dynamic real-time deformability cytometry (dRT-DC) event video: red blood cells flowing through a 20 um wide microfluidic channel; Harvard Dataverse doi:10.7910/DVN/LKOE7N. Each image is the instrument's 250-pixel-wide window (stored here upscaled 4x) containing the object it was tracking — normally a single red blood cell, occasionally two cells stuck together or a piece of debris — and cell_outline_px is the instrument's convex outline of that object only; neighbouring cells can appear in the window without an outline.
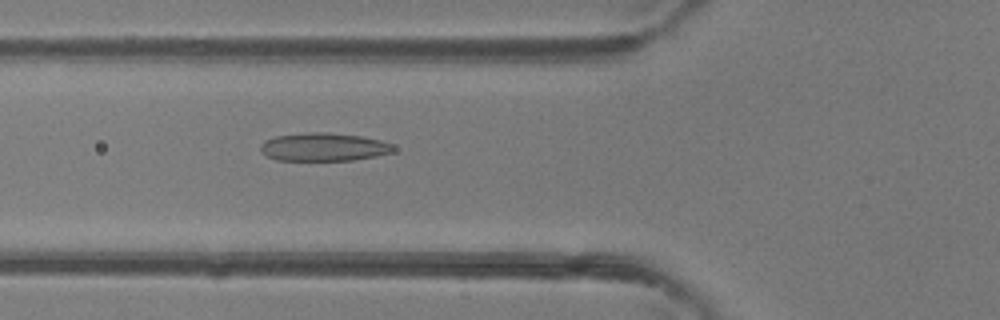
{"species": "common noctule bat (a hibernating species)", "species_latin": "Nyctalus noctula", "temperature_condition": "room temperature", "stored_images_in_passage": 33, "camera_frame_rate_fps": 3000, "um_per_image_px": 0.085, "animal": {"sex": "female"}, "frame": {"image": 1, "passage_image": 3, "time_ms": 0.667, "image_size_px": [1000, 320], "cell_outline_px": [[396, 148], [392, 152], [376, 156], [352, 160], [276, 160], [260, 152], [260, 144], [264, 140], [276, 136], [308, 132], [328, 132], [360, 136], [380, 140], [392, 144]], "centroid_in_image_um": [27.49, 12.49], "position_along_channel_um": 98.3, "area_um2": 21.85}}
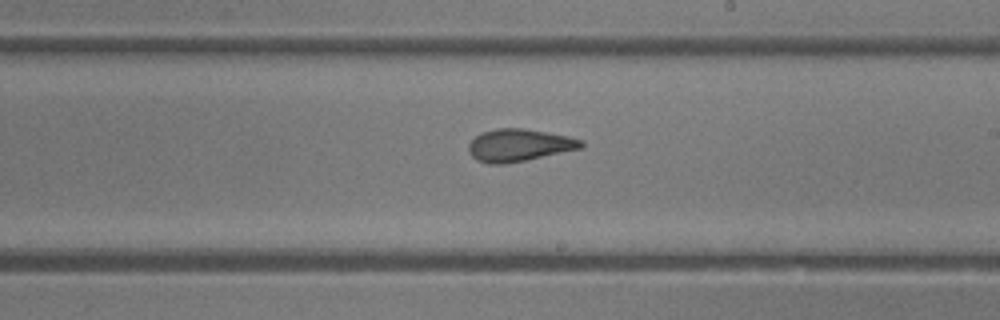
{"frame": {"image": 2, "passage_image": 13, "time_ms": 4.0, "image_size_px": [1000, 320], "cell_outline_px": [[584, 148], [504, 164], [488, 164], [476, 160], [468, 152], [468, 144], [480, 132], [496, 128], [524, 128], [568, 136], [584, 140]], "centroid_in_image_um": [44.12, 12.34], "position_along_channel_um": 244.9, "area_um2": 21.39}}
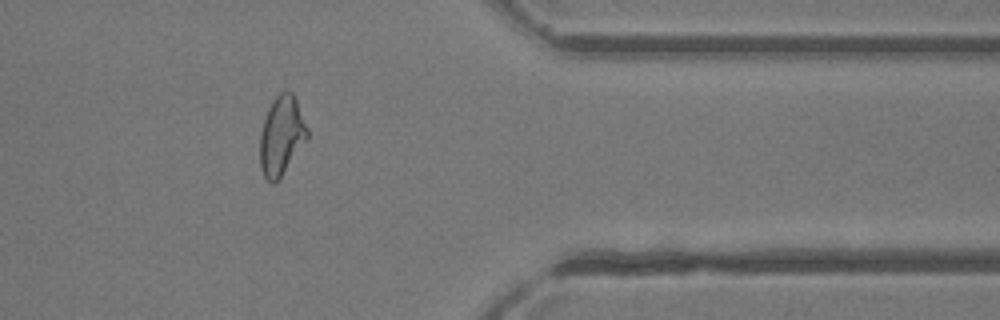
{"frame": {"image": 3, "passage_image": 24, "time_ms": 7.667, "image_size_px": [1000, 320], "cell_outline_px": [[308, 140], [276, 184], [272, 184], [264, 176], [260, 168], [260, 132], [268, 108], [272, 100], [280, 92], [292, 92], [296, 100], [308, 128]], "centroid_in_image_um": [23.93, 11.58], "position_along_channel_um": 387.5, "area_um2": 22.02}, "authors_computed_cell_mechanics": {"area_um2": 21.5594, "velocity_mm_per_s": 4.3868, "shape_relaxation_time_tau1_ms": 8.3327, "shape_relaxation_time_tau2_ms": 1.4106, "deformation_change_tau1": 0.2399, "deformation_change_tau2": 0.0852}}